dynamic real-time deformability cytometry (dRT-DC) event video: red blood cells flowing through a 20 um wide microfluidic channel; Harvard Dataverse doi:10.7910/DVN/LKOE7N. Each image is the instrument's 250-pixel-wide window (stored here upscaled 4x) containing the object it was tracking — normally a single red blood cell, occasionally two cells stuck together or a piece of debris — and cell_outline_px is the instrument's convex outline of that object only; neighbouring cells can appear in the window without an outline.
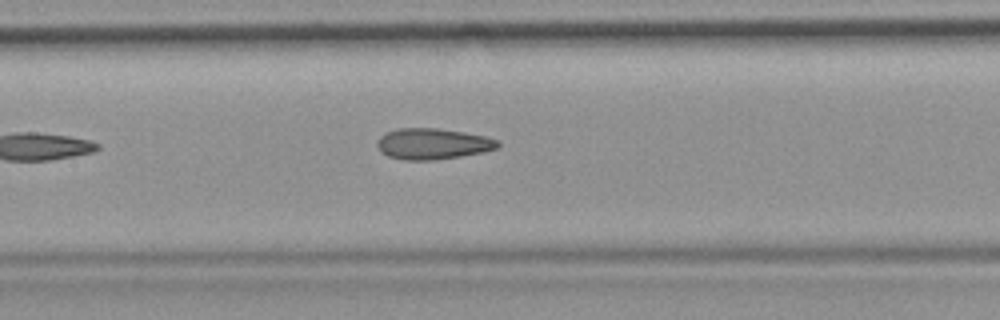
{"species": "common noctule bat (a hibernating species)", "species_latin": "Nyctalus noctula", "temperature_condition": "room temperature", "stored_images_in_passage": 8, "camera_frame_rate_fps": 3000, "um_per_image_px": 0.085, "animal": {"sex": "female", "body_mass_g": 19.9}, "frame": {"image": 1, "passage_image": 8, "time_ms": 10.333, "image_size_px": [1000, 320], "cell_outline_px": [[500, 144], [496, 148], [484, 152], [460, 156], [432, 160], [404, 160], [388, 156], [376, 144], [380, 136], [396, 128], [436, 128], [464, 132], [488, 136], [500, 140]], "centroid_in_image_um": [36.83, 12.21], "position_along_channel_um": 170.6, "area_um2": 21.73}}